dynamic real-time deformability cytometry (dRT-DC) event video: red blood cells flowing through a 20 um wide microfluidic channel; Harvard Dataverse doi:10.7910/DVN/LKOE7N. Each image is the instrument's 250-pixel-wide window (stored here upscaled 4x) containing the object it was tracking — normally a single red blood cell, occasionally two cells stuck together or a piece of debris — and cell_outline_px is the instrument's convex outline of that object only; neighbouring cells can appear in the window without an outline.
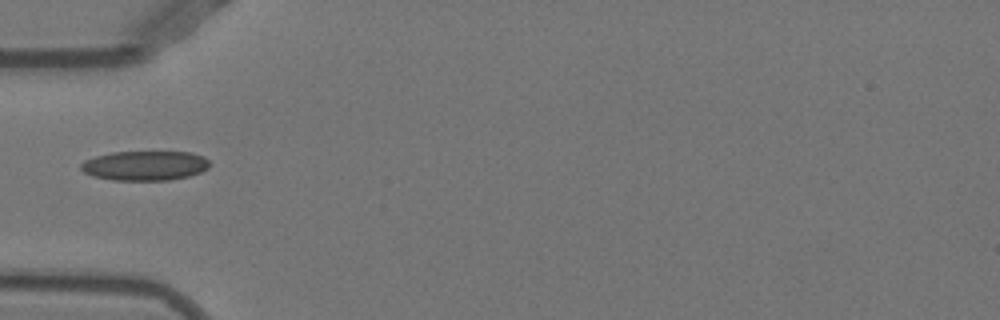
{"species": "Egyptian fruit bat (a non-hibernating species)", "species_latin": "Rousettus aegyptiacus", "temperature_condition": "warm", "stored_images_in_passage": 35, "camera_frame_rate_fps": 3000, "um_per_image_px": 0.085, "animal": {"sex": "female"}, "frame": {"image": 1, "passage_image": 1, "time_ms": 0.0, "image_size_px": [1000, 320], "cell_outline_px": [[212, 164], [208, 168], [200, 172], [188, 176], [168, 180], [112, 180], [92, 176], [84, 172], [80, 168], [80, 164], [84, 160], [96, 156], [112, 152], [192, 152], [204, 156]], "centroid_in_image_um": [12.32, 14.07], "position_along_channel_um": 72.7, "area_um2": 22.31}}
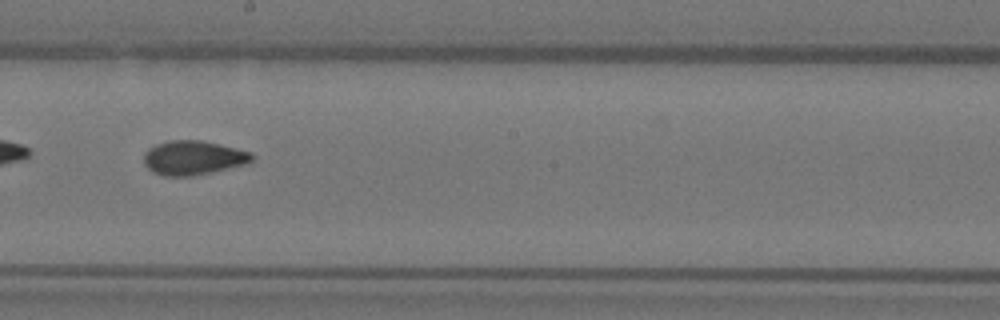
{"frame": {"image": 2, "passage_image": 13, "time_ms": 4.0, "image_size_px": [1000, 320], "cell_outline_px": [[256, 156], [248, 164], [212, 172], [192, 176], [164, 176], [152, 172], [144, 164], [144, 152], [148, 148], [156, 144], [168, 140], [200, 140], [236, 148], [252, 152]], "centroid_in_image_um": [16.43, 13.41], "position_along_channel_um": 231.8, "area_um2": 21.79}}
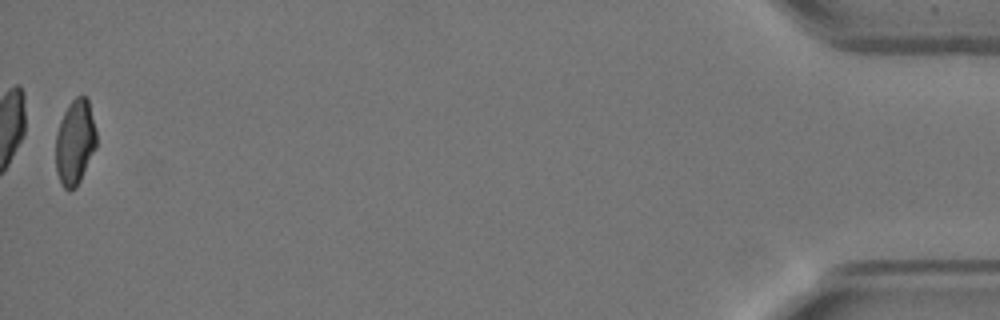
{"frame": {"image": 3, "passage_image": 35, "time_ms": 11.333, "image_size_px": [1000, 320], "cell_outline_px": [[96, 148], [76, 188], [68, 192], [60, 184], [56, 172], [56, 132], [60, 120], [68, 104], [76, 96], [88, 96], [96, 132]], "centroid_in_image_um": [6.36, 12.1], "position_along_channel_um": 428.8, "area_um2": 20.46}}